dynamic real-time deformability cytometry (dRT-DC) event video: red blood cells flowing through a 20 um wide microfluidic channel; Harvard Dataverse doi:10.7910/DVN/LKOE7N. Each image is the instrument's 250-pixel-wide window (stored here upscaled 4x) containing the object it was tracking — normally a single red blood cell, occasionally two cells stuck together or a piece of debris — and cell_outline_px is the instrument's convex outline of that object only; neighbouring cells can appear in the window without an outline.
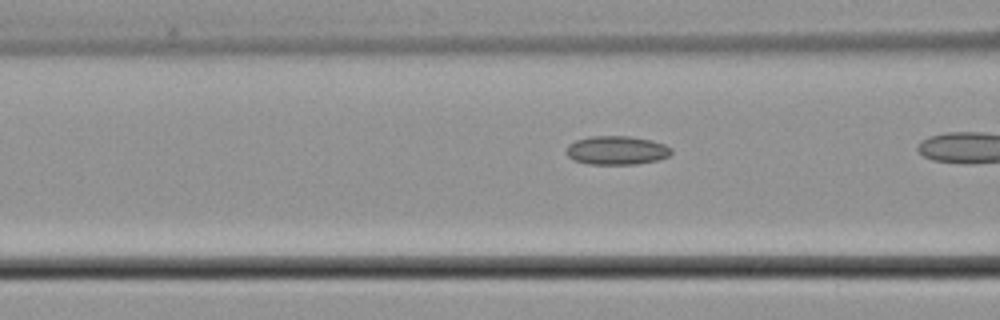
{"species": "common noctule bat (a hibernating species)", "species_latin": "Nyctalus noctula", "temperature_condition": "cold", "stored_images_in_passage": 7, "camera_frame_rate_fps": 3000, "um_per_image_px": 0.085, "animal": {"sex": "male", "body_mass_g": 21.5, "forearm_length_mm": 52.0}, "frame": {"image": 1, "passage_image": 6, "time_ms": 1.667, "image_size_px": [1000, 320], "cell_outline_px": [[672, 152], [668, 156], [656, 160], [636, 164], [588, 164], [572, 160], [564, 152], [568, 144], [576, 140], [592, 136], [628, 136], [652, 140], [664, 144], [672, 148]], "centroid_in_image_um": [52.38, 12.78], "position_along_channel_um": 114.2, "area_um2": 17.69}}